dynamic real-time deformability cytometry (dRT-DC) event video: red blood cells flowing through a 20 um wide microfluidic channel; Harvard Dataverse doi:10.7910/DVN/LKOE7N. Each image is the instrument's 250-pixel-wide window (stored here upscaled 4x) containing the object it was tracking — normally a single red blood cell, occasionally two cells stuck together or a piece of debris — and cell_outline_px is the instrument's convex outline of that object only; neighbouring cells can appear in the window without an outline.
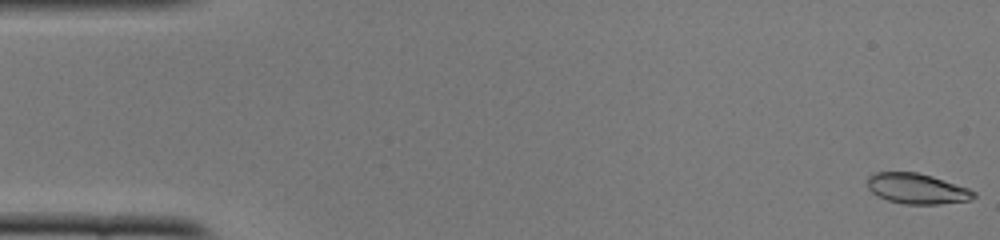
{"species": "common noctule bat (a hibernating species)", "species_latin": "Nyctalus noctula", "temperature_condition": "cold", "stored_images_in_passage": 51, "camera_frame_rate_fps": 3000, "um_per_image_px": 0.085, "animal": {"sex": "female", "body_mass_g": 22.0, "forearm_length_mm": 56.7}, "frame": {"image": 1, "passage_image": 1, "time_ms": 0.0, "image_size_px": [1000, 240], "cell_outline_px": [[976, 196], [968, 200], [940, 204], [904, 204], [888, 200], [876, 196], [868, 188], [868, 176], [876, 172], [916, 172], [932, 176], [968, 188], [976, 192]], "centroid_in_image_um": [77.92, 16.03], "position_along_channel_um": 7.1, "area_um2": 18.79}}
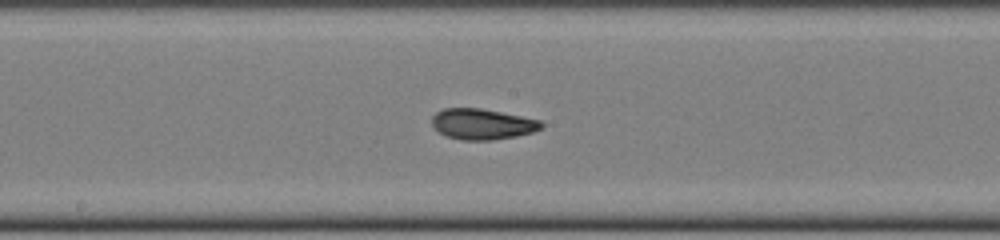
{"frame": {"image": 2, "passage_image": 27, "time_ms": 8.667, "image_size_px": [1000, 240], "cell_outline_px": [[544, 128], [532, 132], [516, 136], [492, 140], [460, 140], [444, 136], [432, 124], [432, 116], [436, 112], [444, 108], [480, 108], [540, 120], [544, 124]], "centroid_in_image_um": [40.99, 10.55], "position_along_channel_um": 207.2, "area_um2": 19.59}}
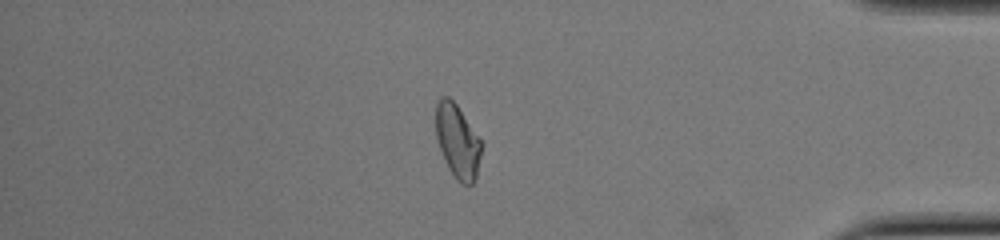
{"frame": {"image": 3, "passage_image": 44, "time_ms": 14.333, "image_size_px": [1000, 240], "cell_outline_px": [[484, 144], [476, 176], [472, 184], [460, 184], [456, 180], [448, 168], [444, 160], [436, 136], [436, 104], [440, 96], [448, 96], [456, 104]], "centroid_in_image_um": [38.9, 12.02], "position_along_channel_um": 396.3, "area_um2": 19.71}, "authors_computed_cell_mechanics": {"area_um2": 19.5364, "velocity_mm_per_s": 3.9147, "shape_relaxation_time_tau1_ms": 4.0595, "shape_relaxation_time_tau2_ms": 1.6506, "deformation_change_tau1": 0.1742, "deformation_change_tau2": 0.0813}}